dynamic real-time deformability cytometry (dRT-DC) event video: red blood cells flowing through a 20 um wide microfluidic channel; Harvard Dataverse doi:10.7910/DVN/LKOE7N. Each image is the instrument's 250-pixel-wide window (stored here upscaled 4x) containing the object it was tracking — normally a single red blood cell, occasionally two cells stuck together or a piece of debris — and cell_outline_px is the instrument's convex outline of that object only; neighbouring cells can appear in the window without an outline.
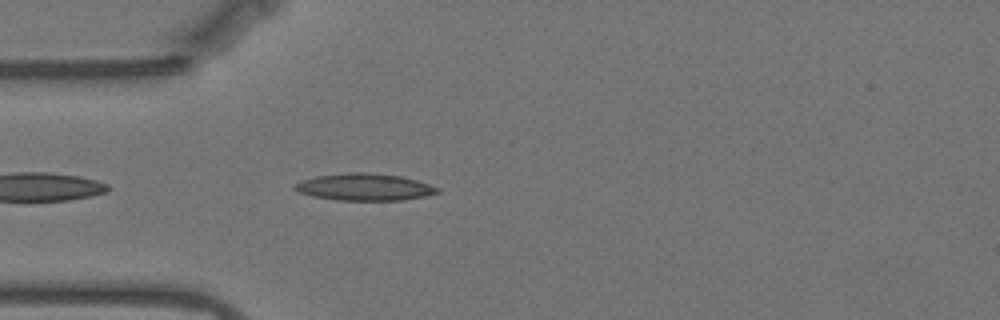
{"species": "Egyptian fruit bat (a non-hibernating species)", "species_latin": "Rousettus aegyptiacus", "temperature_condition": "warm", "stored_images_in_passage": 44, "camera_frame_rate_fps": 3000, "um_per_image_px": 0.085, "animal": {"sex": "female"}, "frame": {"image": 1, "passage_image": 3, "time_ms": 0.667, "image_size_px": [1000, 320], "cell_outline_px": [[440, 192], [424, 196], [400, 200], [336, 200], [312, 196], [300, 192], [292, 188], [292, 184], [300, 180], [316, 176], [348, 172], [368, 172], [400, 176], [416, 180], [440, 188]], "centroid_in_image_um": [30.93, 15.89], "position_along_channel_um": 54.1, "area_um2": 22.48}}
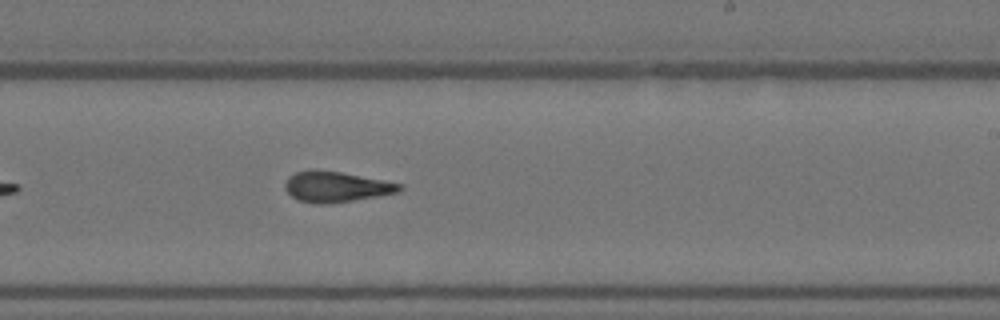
{"frame": {"image": 2, "passage_image": 21, "time_ms": 6.667, "image_size_px": [1000, 320], "cell_outline_px": [[404, 188], [400, 192], [352, 200], [320, 204], [316, 204], [300, 200], [292, 196], [284, 188], [284, 184], [288, 176], [296, 172], [312, 168], [316, 168], [340, 172], [384, 180], [404, 184]], "centroid_in_image_um": [28.57, 15.85], "position_along_channel_um": 260.4, "area_um2": 20.46}}
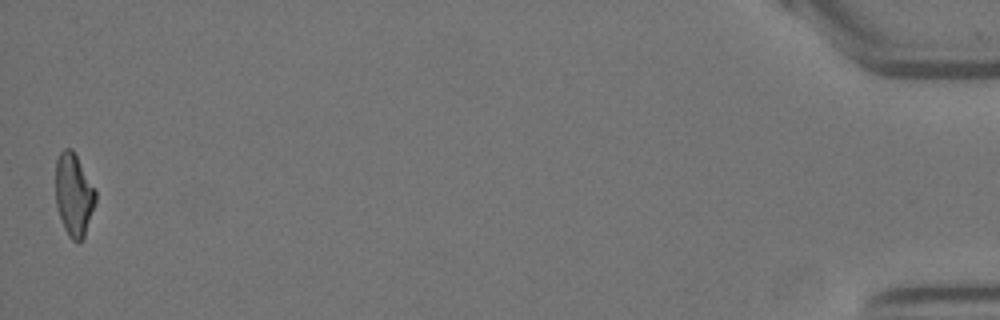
{"frame": {"image": 3, "passage_image": 44, "time_ms": 14.333, "image_size_px": [1000, 320], "cell_outline_px": [[96, 204], [84, 236], [80, 240], [72, 240], [68, 236], [64, 228], [56, 204], [56, 160], [60, 152], [64, 148], [72, 148], [96, 192]], "centroid_in_image_um": [6.27, 16.55], "position_along_channel_um": 428.9, "area_um2": 19.02}, "authors_computed_cell_mechanics": {"area_um2": 20.3167, "velocity_mm_per_s": 3.5053, "shape_relaxation_time_tau1_ms": null, "shape_relaxation_time_tau2_ms": 2.542, "deformation_change_tau1": null, "deformation_change_tau2": 0.1169}}